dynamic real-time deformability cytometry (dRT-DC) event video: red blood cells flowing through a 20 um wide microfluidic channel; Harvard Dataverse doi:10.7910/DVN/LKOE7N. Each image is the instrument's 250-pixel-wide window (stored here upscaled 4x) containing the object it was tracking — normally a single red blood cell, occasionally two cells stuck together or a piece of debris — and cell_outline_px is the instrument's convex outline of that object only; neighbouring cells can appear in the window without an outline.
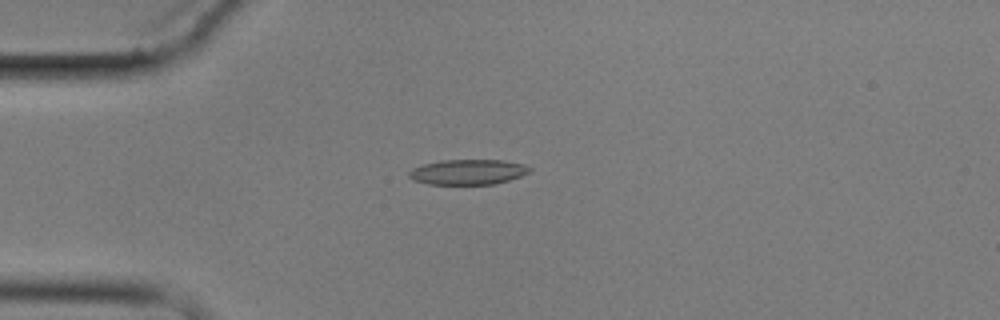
{"species": "common noctule bat (a hibernating species)", "species_latin": "Nyctalus noctula", "temperature_condition": "cold", "stored_images_in_passage": 4, "camera_frame_rate_fps": 3000, "um_per_image_px": 0.085, "animal": {"sex": "male", "body_mass_g": 17.9}, "frame": {"image": 1, "passage_image": 3, "time_ms": 2.667, "image_size_px": [1000, 320], "cell_outline_px": [[532, 172], [508, 180], [492, 184], [428, 184], [412, 180], [408, 176], [408, 172], [412, 168], [424, 164], [440, 160], [504, 160], [524, 164], [532, 168]], "centroid_in_image_um": [39.77, 14.61], "position_along_channel_um": 45.2, "area_um2": 17.8}}